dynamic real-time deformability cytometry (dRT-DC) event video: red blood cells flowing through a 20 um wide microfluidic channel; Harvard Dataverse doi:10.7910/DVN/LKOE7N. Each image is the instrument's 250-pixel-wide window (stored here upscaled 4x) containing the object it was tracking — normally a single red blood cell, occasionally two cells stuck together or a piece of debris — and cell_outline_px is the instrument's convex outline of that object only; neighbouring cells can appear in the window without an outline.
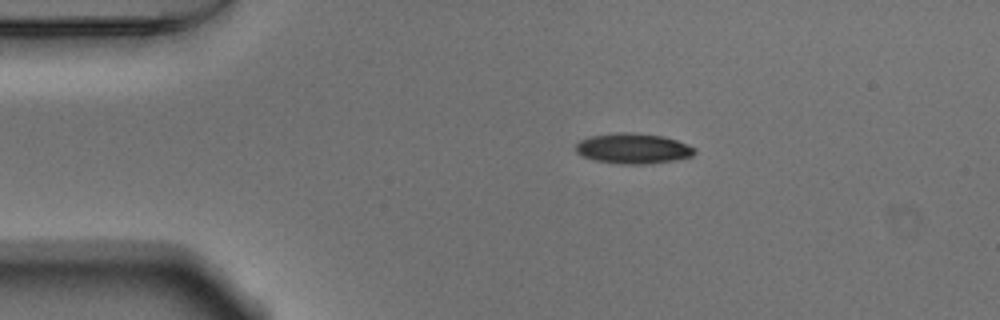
{"species": "Egyptian fruit bat (a non-hibernating species)", "species_latin": "Rousettus aegyptiacus", "temperature_condition": "warm", "stored_images_in_passage": 44, "camera_frame_rate_fps": 3000, "um_per_image_px": 0.085, "animal": {"sex": "male"}, "frame": {"image": 1, "passage_image": 1, "time_ms": 0.0, "image_size_px": [1000, 320], "cell_outline_px": [[696, 152], [692, 156], [672, 160], [644, 164], [620, 164], [596, 160], [584, 156], [576, 152], [576, 144], [580, 140], [588, 136], [616, 132], [636, 132], [664, 136], [688, 144], [696, 148]], "centroid_in_image_um": [53.81, 12.6], "position_along_channel_um": 31.2, "area_um2": 21.1}}
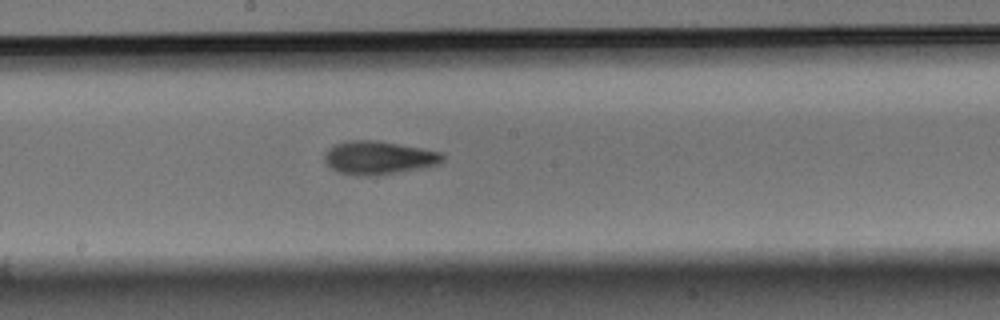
{"frame": {"image": 2, "passage_image": 19, "time_ms": 6.0, "image_size_px": [1000, 320], "cell_outline_px": [[444, 160], [440, 164], [424, 168], [376, 176], [360, 176], [340, 172], [332, 168], [324, 160], [324, 152], [332, 144], [348, 140], [380, 140], [440, 152], [444, 156]], "centroid_in_image_um": [32.18, 13.4], "position_along_channel_um": 216.0, "area_um2": 23.24}}
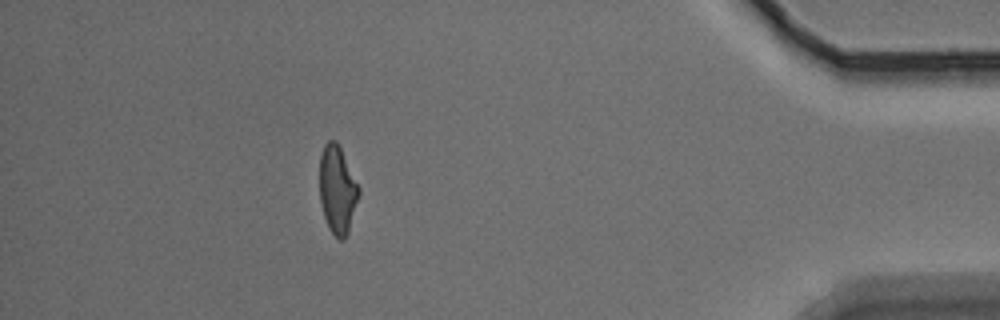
{"frame": {"image": 3, "passage_image": 38, "time_ms": 12.333, "image_size_px": [1000, 320], "cell_outline_px": [[360, 192], [348, 232], [344, 240], [340, 240], [328, 228], [320, 204], [320, 156], [324, 144], [328, 140], [336, 140], [360, 188]], "centroid_in_image_um": [28.67, 16.13], "position_along_channel_um": 406.5, "area_um2": 19.94}, "authors_computed_cell_mechanics": {"area_um2": 21.2415, "velocity_mm_per_s": 3.8227, "shape_relaxation_time_tau1_ms": 3.4695, "shape_relaxation_time_tau2_ms": 3.6678, "deformation_change_tau1": 0.1708, "deformation_change_tau2": 0.1247}}